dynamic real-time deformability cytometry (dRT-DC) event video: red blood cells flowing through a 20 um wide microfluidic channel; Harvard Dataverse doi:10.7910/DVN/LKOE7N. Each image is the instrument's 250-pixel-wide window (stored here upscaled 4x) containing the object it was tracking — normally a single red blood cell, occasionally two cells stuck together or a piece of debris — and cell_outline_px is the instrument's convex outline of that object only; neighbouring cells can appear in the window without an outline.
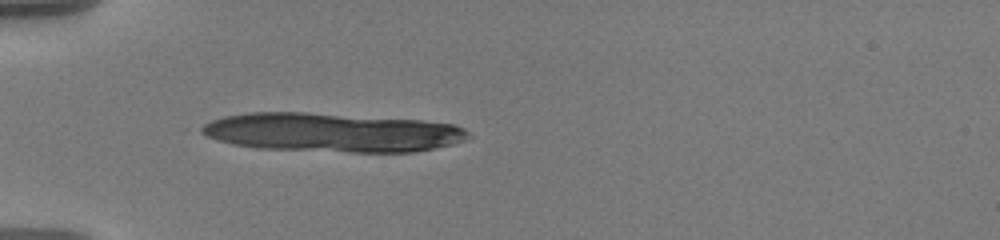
{"species": "human", "species_latin": "Homo sapiens", "temperature_condition": "warm", "stored_images_in_passage": 4, "camera_frame_rate_fps": 3000, "um_per_image_px": 0.085, "donor": {"sex": "male"}, "frame": {"image": 1, "passage_image": 1, "time_ms": 0.0, "image_size_px": [1000, 240], "cell_outline_px": [[472, 136], [464, 140], [452, 144], [416, 152], [348, 152], [256, 148], [232, 144], [208, 136], [200, 132], [200, 128], [204, 124], [212, 120], [224, 116], [248, 112], [308, 112], [424, 120], [456, 124], [464, 128]], "centroid_in_image_um": [28.26, 11.25], "position_along_channel_um": 56.7, "area_um2": 60.92}}